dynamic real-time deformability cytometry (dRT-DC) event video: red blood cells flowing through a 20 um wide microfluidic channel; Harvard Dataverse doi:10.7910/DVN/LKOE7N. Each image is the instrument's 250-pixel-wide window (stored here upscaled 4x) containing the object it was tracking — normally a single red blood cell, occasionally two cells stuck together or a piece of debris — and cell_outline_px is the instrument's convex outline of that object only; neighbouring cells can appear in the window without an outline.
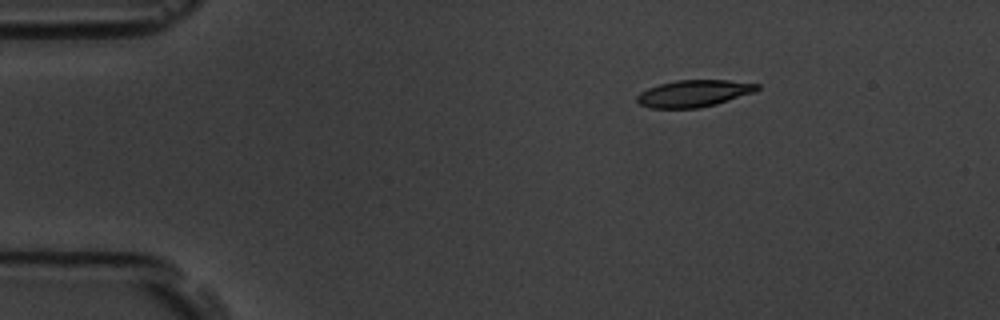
{"species": "common noctule bat (a hibernating species)", "species_latin": "Nyctalus noctula", "temperature_condition": "room temperature", "stored_images_in_passage": 5, "camera_frame_rate_fps": 3000, "um_per_image_px": 0.085, "animal": {"sex": "male", "body_mass_g": 19.5, "forearm_length_mm": 54.6}, "frame": {"image": 1, "passage_image": 2, "time_ms": 2.333, "image_size_px": [1000, 320], "cell_outline_px": [[760, 88], [756, 92], [716, 104], [700, 108], [652, 108], [640, 104], [636, 100], [636, 96], [640, 92], [648, 88], [660, 84], [676, 80], [728, 80], [760, 84]], "centroid_in_image_um": [59.0, 7.94], "position_along_channel_um": 26.0, "area_um2": 18.9}}